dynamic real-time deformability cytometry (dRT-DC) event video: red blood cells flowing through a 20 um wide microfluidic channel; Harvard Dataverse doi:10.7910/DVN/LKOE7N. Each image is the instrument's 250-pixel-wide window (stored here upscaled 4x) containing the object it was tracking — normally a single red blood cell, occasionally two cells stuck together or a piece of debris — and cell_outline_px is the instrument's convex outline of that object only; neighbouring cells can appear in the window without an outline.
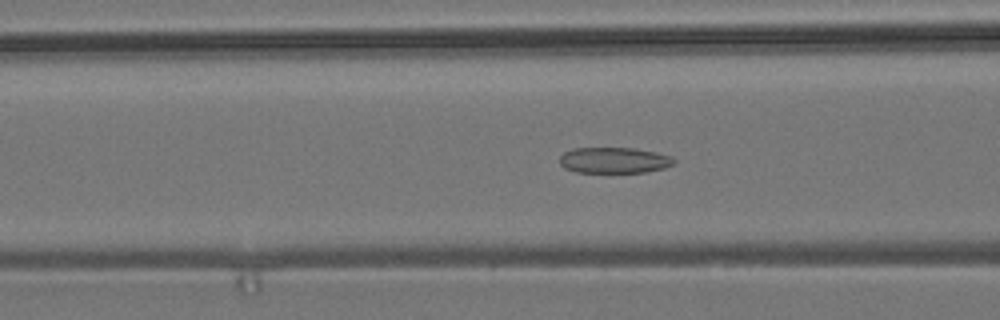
{"species": "common noctule bat (a hibernating species)", "species_latin": "Nyctalus noctula", "temperature_condition": "room temperature", "stored_images_in_passage": 53, "camera_frame_rate_fps": 3000, "um_per_image_px": 0.085, "animal": {"sex": "male", "body_mass_g": 19.2, "forearm_length_mm": 51.8}, "frame": {"image": 1, "passage_image": 18, "time_ms": 5.667, "image_size_px": [1000, 320], "cell_outline_px": [[676, 164], [664, 168], [648, 172], [576, 172], [564, 168], [560, 164], [560, 156], [564, 152], [572, 148], [636, 148], [656, 152], [672, 156], [676, 160]], "centroid_in_image_um": [52.24, 13.62], "position_along_channel_um": 114.4, "area_um2": 17.46}}
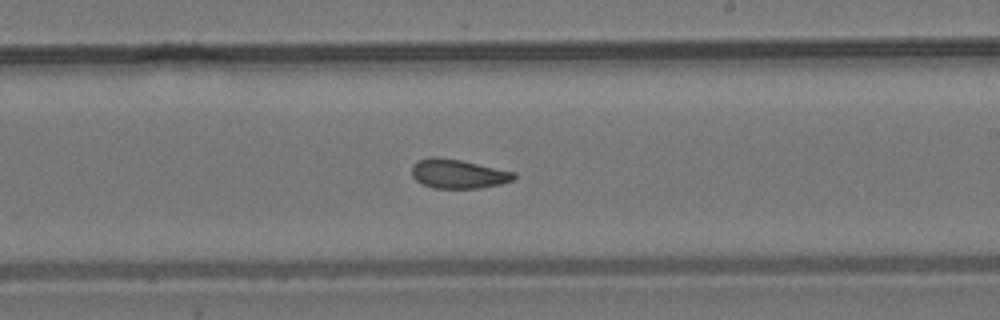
{"frame": {"image": 2, "passage_image": 29, "time_ms": 9.333, "image_size_px": [1000, 320], "cell_outline_px": [[516, 176], [512, 180], [500, 184], [480, 188], [432, 188], [416, 180], [412, 176], [412, 164], [416, 160], [432, 156], [440, 156], [460, 160], [516, 172]], "centroid_in_image_um": [38.91, 14.76], "position_along_channel_um": 250.1, "area_um2": 17.46}}
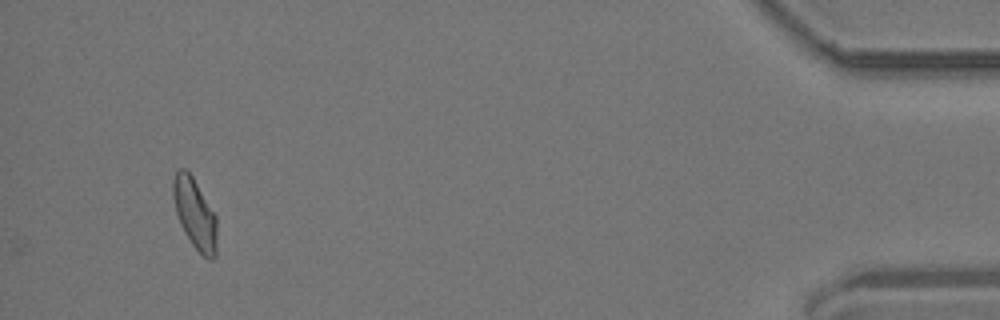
{"frame": {"image": 3, "passage_image": 49, "time_ms": 16.0, "image_size_px": [1000, 320], "cell_outline_px": [[216, 256], [212, 260], [208, 260], [192, 244], [184, 232], [180, 224], [176, 212], [172, 196], [172, 180], [176, 172], [180, 168], [184, 168], [192, 176], [216, 216]], "centroid_in_image_um": [16.54, 18.17], "position_along_channel_um": 418.7, "area_um2": 17.86}, "authors_computed_cell_mechanics": {"area_um2": 17.9758, "velocity_mm_per_s": 3.7011, "shape_relaxation_time_tau1_ms": null, "shape_relaxation_time_tau2_ms": 1.9942, "deformation_change_tau1": null, "deformation_change_tau2": 0.0856}}